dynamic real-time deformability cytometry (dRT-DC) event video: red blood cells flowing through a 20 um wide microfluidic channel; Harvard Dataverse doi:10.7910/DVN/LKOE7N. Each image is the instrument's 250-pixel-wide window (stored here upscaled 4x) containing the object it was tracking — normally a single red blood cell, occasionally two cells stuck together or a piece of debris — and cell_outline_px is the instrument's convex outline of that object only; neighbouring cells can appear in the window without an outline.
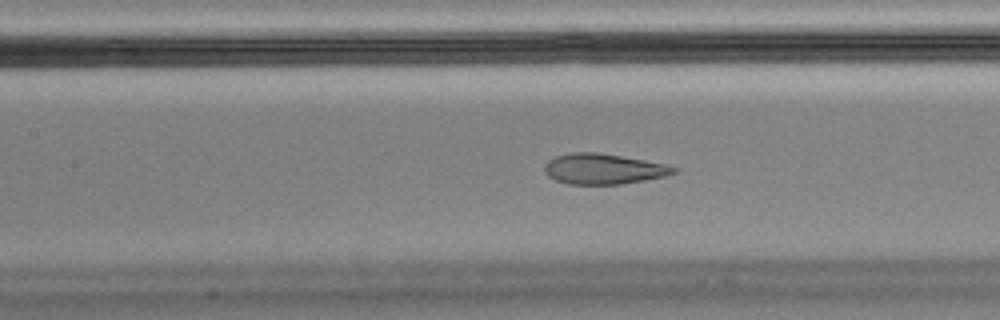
{"species": "Egyptian fruit bat (a non-hibernating species)", "species_latin": "Rousettus aegyptiacus", "temperature_condition": "cold", "stored_images_in_passage": 57, "camera_frame_rate_fps": 3000, "um_per_image_px": 0.085, "animal": {"sex": "male"}, "frame": {"image": 1, "passage_image": 25, "time_ms": 8.0, "image_size_px": [1000, 320], "cell_outline_px": [[680, 168], [676, 172], [664, 176], [644, 180], [620, 184], [568, 184], [556, 180], [548, 176], [544, 172], [544, 164], [548, 160], [556, 156], [572, 152], [596, 152], [644, 160], [664, 164]], "centroid_in_image_um": [51.26, 14.36], "position_along_channel_um": 156.1, "area_um2": 22.83}, "authors_computed_cell_mechanics": {"area_um2": 23.8714, "velocity_mm_per_s": 3.4782, "shape_relaxation_time_tau1_ms": null, "shape_relaxation_time_tau2_ms": 1.0305, "deformation_change_tau1": null, "deformation_change_tau2": 0.0804}}